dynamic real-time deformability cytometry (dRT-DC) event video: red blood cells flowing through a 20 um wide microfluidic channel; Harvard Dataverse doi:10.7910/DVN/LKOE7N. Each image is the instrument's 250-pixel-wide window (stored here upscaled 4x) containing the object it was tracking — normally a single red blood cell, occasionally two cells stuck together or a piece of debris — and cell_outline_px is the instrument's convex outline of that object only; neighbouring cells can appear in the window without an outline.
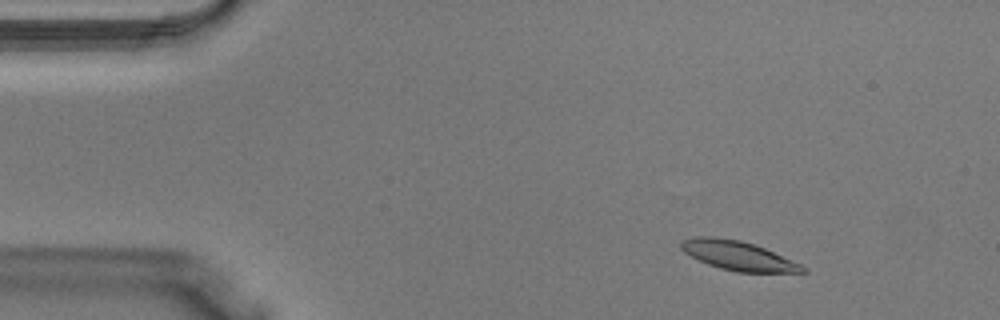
{"species": "Egyptian fruit bat (a non-hibernating species)", "species_latin": "Rousettus aegyptiacus", "temperature_condition": "warm", "stored_images_in_passage": 39, "camera_frame_rate_fps": 3000, "um_per_image_px": 0.085, "animal": {"sex": "male"}, "frame": {"image": 1, "passage_image": 5, "time_ms": 1.333, "image_size_px": [1000, 320], "cell_outline_px": [[808, 272], [736, 272], [720, 268], [708, 264], [684, 252], [680, 248], [680, 240], [692, 236], [712, 236], [740, 240], [764, 248], [800, 264], [808, 268]], "centroid_in_image_um": [62.69, 21.72], "position_along_channel_um": 22.3, "area_um2": 20.58}}
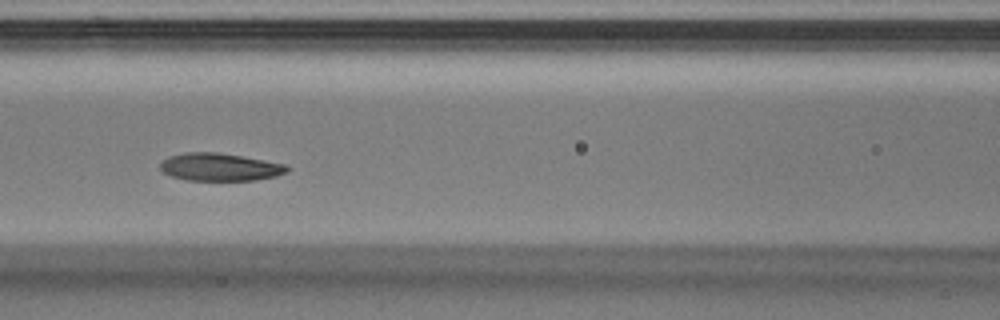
{"frame": {"image": 2, "passage_image": 17, "time_ms": 5.333, "image_size_px": [1000, 320], "cell_outline_px": [[288, 172], [276, 176], [256, 180], [188, 180], [172, 176], [164, 172], [160, 168], [160, 164], [168, 156], [184, 152], [220, 152], [288, 164]], "centroid_in_image_um": [18.72, 14.19], "position_along_channel_um": 147.9, "area_um2": 20.58}}
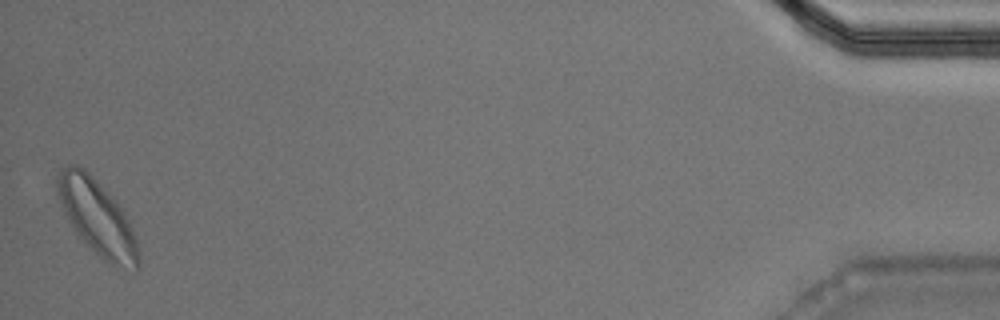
{"frame": {"image": 3, "passage_image": 39, "time_ms": 12.667, "image_size_px": [1000, 320], "cell_outline_px": [[140, 268], [136, 268], [108, 264], [76, 232], [68, 220], [56, 192], [56, 176], [60, 168], [68, 164], [76, 164], [84, 168], [92, 176], [124, 212], [128, 220], [136, 240], [140, 252]], "centroid_in_image_um": [8.23, 18.45], "position_along_channel_um": 427.0, "area_um2": 34.74}}